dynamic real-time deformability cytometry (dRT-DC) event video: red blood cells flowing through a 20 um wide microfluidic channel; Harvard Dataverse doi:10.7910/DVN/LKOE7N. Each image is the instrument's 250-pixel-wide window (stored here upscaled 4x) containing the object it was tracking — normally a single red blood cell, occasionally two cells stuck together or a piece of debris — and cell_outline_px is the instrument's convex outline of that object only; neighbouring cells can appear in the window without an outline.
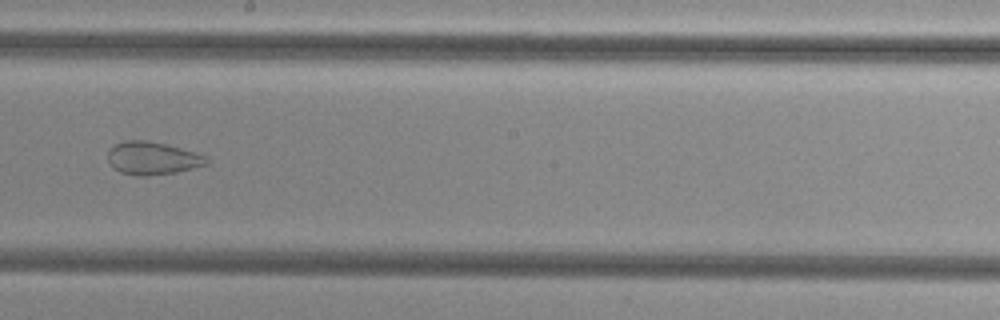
{"species": "common noctule bat (a hibernating species)", "species_latin": "Nyctalus noctula", "temperature_condition": "cold", "stored_images_in_passage": 52, "camera_frame_rate_fps": 3000, "um_per_image_px": 0.085, "animal": {"sex": "female", "body_mass_g": 29.2, "forearm_length_mm": 56.3}, "frame": {"image": 1, "passage_image": 31, "time_ms": 10.0, "image_size_px": [1000, 320], "cell_outline_px": [[208, 164], [176, 172], [144, 176], [136, 176], [120, 172], [108, 164], [108, 148], [124, 140], [144, 140], [164, 144], [180, 148], [204, 156], [208, 160]], "centroid_in_image_um": [12.88, 13.45], "position_along_channel_um": 235.3, "area_um2": 18.73}}
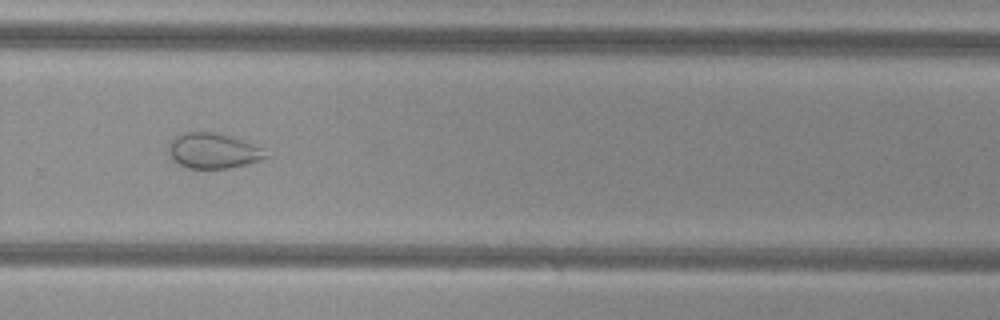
{"frame": {"image": 2, "passage_image": 37, "time_ms": 12.0, "image_size_px": [1000, 320], "cell_outline_px": [[272, 156], [260, 160], [228, 168], [188, 168], [172, 160], [168, 152], [168, 144], [176, 136], [188, 132], [216, 132], [264, 148]], "centroid_in_image_um": [18.13, 12.82], "position_along_channel_um": 311.7, "area_um2": 19.88}}
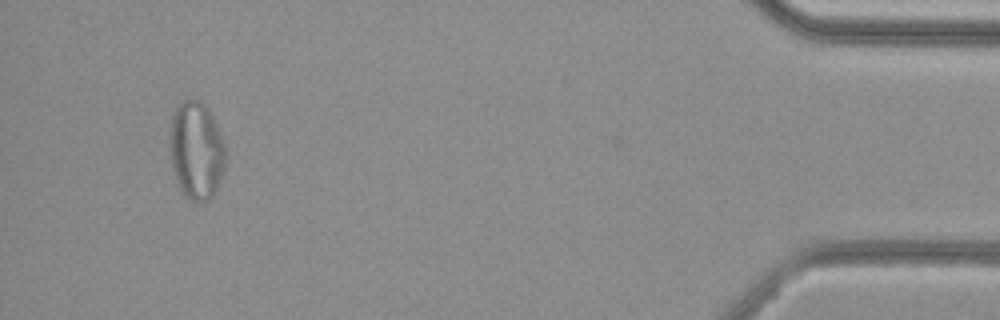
{"frame": {"image": 3, "passage_image": 51, "time_ms": 16.667, "image_size_px": [1000, 320], "cell_outline_px": [[224, 168], [216, 188], [212, 196], [208, 200], [200, 204], [188, 200], [176, 184], [168, 160], [168, 140], [172, 112], [184, 100], [200, 100], [208, 108], [220, 132], [224, 144]], "centroid_in_image_um": [16.61, 12.82], "position_along_channel_um": 418.6, "area_um2": 32.54}, "authors_computed_cell_mechanics": {"area_um2": 28.3509, "velocity_mm_per_s": 3.8369, "shape_relaxation_time_tau1_ms": null, "shape_relaxation_time_tau2_ms": 0.7369, "deformation_change_tau1": null, "deformation_change_tau2": 0.0593}}